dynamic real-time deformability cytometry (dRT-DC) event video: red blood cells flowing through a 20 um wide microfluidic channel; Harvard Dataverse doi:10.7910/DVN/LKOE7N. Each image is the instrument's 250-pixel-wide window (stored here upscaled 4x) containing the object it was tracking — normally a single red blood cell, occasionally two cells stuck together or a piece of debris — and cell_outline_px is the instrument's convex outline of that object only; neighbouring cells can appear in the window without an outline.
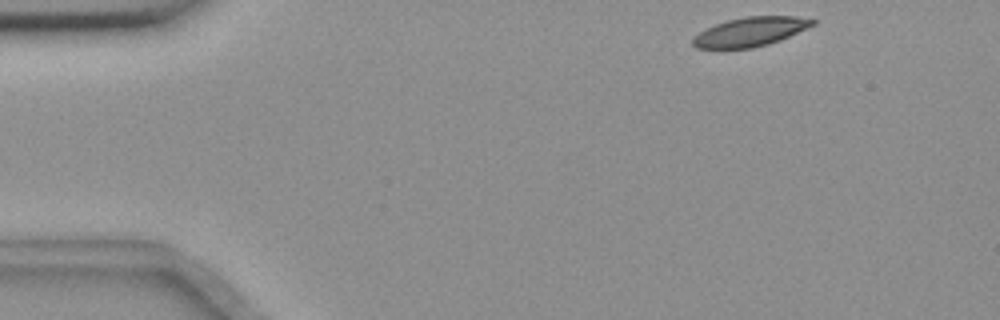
{"species": "common noctule bat (a hibernating species)", "species_latin": "Nyctalus noctula", "temperature_condition": "room temperature", "stored_images_in_passage": 50, "camera_frame_rate_fps": 3000, "um_per_image_px": 0.085, "animal": {"sex": "female", "body_mass_g": 18.4}, "frame": {"image": 1, "passage_image": 1, "time_ms": 0.0, "image_size_px": [1000, 320], "cell_outline_px": [[816, 24], [780, 40], [768, 44], [752, 48], [696, 48], [692, 44], [692, 36], [716, 24], [728, 20], [748, 16], [796, 16], [816, 20]], "centroid_in_image_um": [63.78, 2.7], "position_along_channel_um": 21.2, "area_um2": 20.17}}
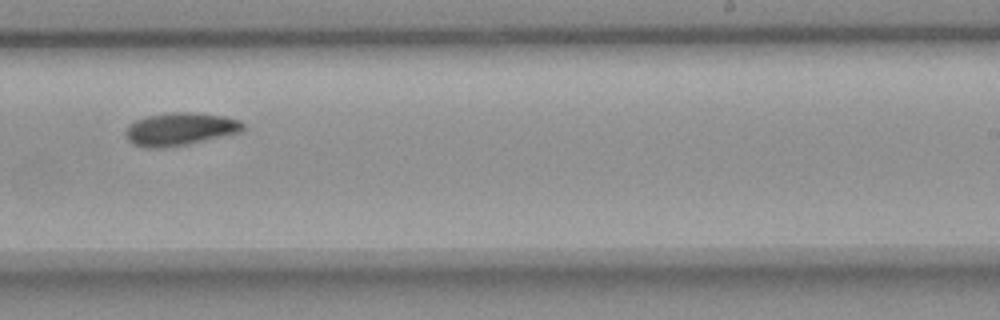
{"frame": {"image": 2, "passage_image": 29, "time_ms": 9.333, "image_size_px": [1000, 320], "cell_outline_px": [[244, 128], [240, 132], [188, 144], [164, 148], [148, 148], [132, 144], [128, 140], [124, 132], [124, 128], [128, 124], [136, 120], [148, 116], [168, 112], [192, 112], [224, 116], [240, 120], [244, 124]], "centroid_in_image_um": [15.26, 10.97], "position_along_channel_um": 273.7, "area_um2": 22.6}}
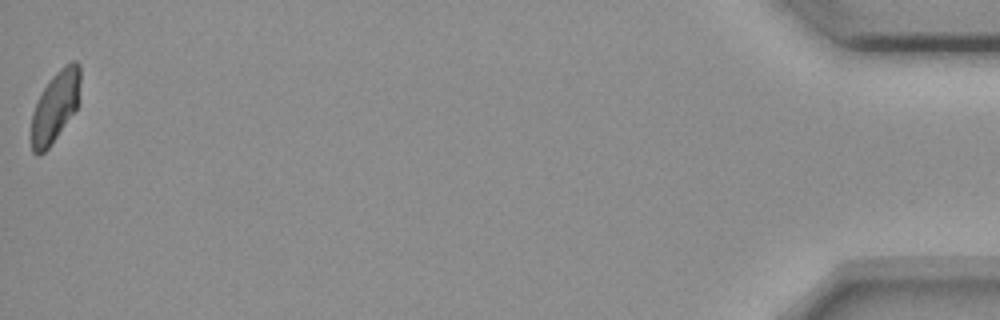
{"frame": {"image": 3, "passage_image": 50, "time_ms": 16.333, "image_size_px": [1000, 320], "cell_outline_px": [[80, 100], [76, 108], [48, 148], [40, 156], [36, 156], [32, 152], [32, 112], [44, 88], [52, 76], [64, 64], [72, 60], [76, 60], [80, 64]], "centroid_in_image_um": [4.72, 9.02], "position_along_channel_um": 430.5, "area_um2": 20.06}, "authors_computed_cell_mechanics": {"area_um2": 21.7328, "velocity_mm_per_s": 3.6285, "shape_relaxation_time_tau1_ms": 5.0771, "shape_relaxation_time_tau2_ms": null, "deformation_change_tau1": 0.1043, "deformation_change_tau2": null}}